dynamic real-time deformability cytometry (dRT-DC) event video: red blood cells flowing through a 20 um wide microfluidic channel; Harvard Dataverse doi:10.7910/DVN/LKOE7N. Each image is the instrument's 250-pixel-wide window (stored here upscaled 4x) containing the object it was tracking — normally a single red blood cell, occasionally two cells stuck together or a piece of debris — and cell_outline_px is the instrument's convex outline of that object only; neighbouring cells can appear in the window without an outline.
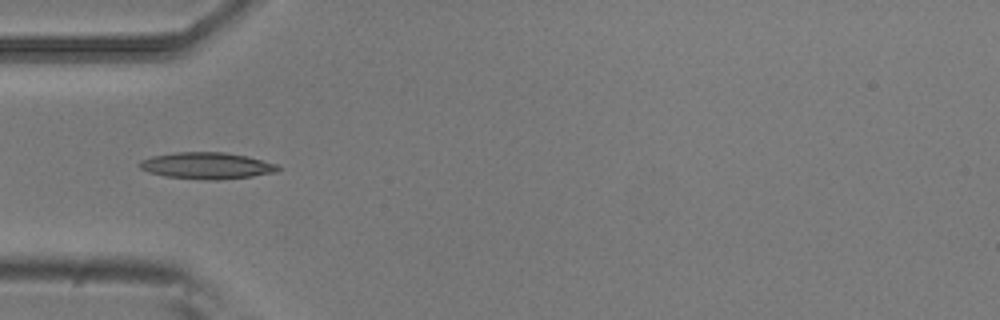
{"species": "common noctule bat (a hibernating species)", "species_latin": "Nyctalus noctula", "temperature_condition": "room temperature", "stored_images_in_passage": 7, "camera_frame_rate_fps": 3000, "um_per_image_px": 0.085, "animal": {"sex": "male", "body_mass_g": 20.5, "forearm_length_mm": 52.5}, "frame": {"image": 1, "passage_image": 4, "time_ms": 1.0, "image_size_px": [1000, 320], "cell_outline_px": [[280, 168], [276, 172], [252, 176], [216, 180], [212, 180], [168, 176], [148, 172], [140, 168], [140, 160], [152, 156], [176, 152], [224, 152], [248, 156], [276, 164]], "centroid_in_image_um": [17.58, 14.07], "position_along_channel_um": 67.4, "area_um2": 21.15}}
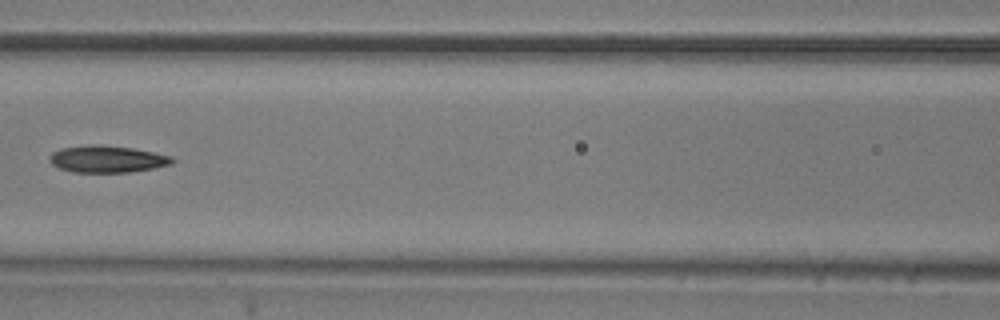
{"frame": {"image": 2, "passage_image": 6, "time_ms": 1.667, "image_size_px": [1000, 320], "cell_outline_px": [[176, 160], [172, 164], [152, 168], [128, 172], [72, 172], [60, 168], [52, 164], [48, 160], [48, 156], [52, 152], [60, 148], [92, 144], [132, 148], [172, 156]], "centroid_in_image_um": [9.08, 13.52], "position_along_channel_um": 157.5, "area_um2": 19.19}}
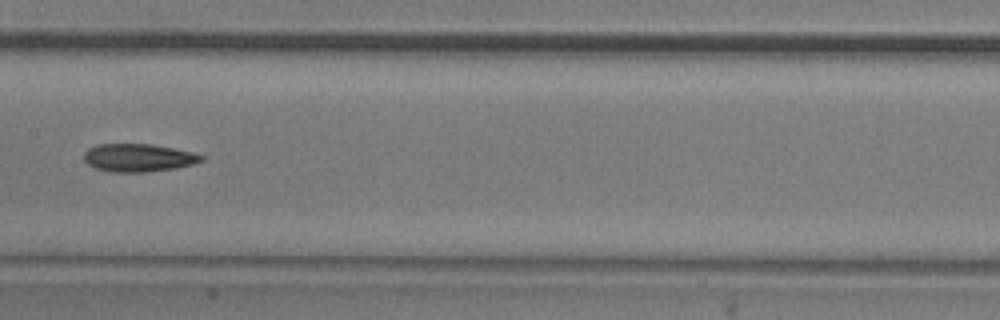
{"frame": {"image": 3, "passage_image": 7, "time_ms": 2.0, "image_size_px": [1000, 320], "cell_outline_px": [[204, 160], [192, 164], [176, 168], [148, 172], [112, 172], [96, 168], [88, 164], [84, 160], [84, 152], [88, 148], [96, 144], [152, 144], [192, 152], [204, 156]], "centroid_in_image_um": [11.75, 13.41], "position_along_channel_um": 195.7, "area_um2": 19.13}}